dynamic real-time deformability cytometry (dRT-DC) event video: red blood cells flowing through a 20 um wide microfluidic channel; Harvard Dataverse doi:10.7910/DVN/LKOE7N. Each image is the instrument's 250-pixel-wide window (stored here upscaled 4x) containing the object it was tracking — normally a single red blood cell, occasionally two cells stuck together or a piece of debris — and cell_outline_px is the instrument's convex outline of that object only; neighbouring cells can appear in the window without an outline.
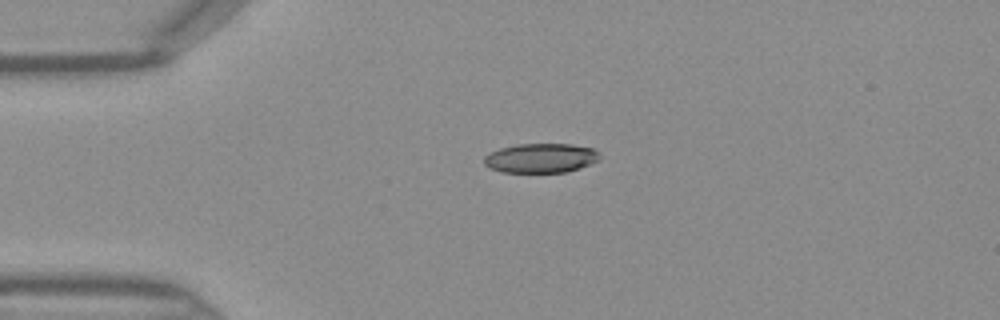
{"species": "Egyptian fruit bat (a non-hibernating species)", "species_latin": "Rousettus aegyptiacus", "temperature_condition": "warm", "stored_images_in_passage": 36, "camera_frame_rate_fps": 3000, "um_per_image_px": 0.085, "frame": {"image": 1, "passage_image": 1, "time_ms": 0.0, "image_size_px": [1000, 320], "cell_outline_px": [[600, 160], [580, 168], [568, 172], [500, 172], [488, 168], [484, 164], [484, 156], [488, 152], [500, 148], [516, 144], [572, 144], [592, 148], [600, 152]], "centroid_in_image_um": [45.96, 13.43], "position_along_channel_um": 39.0, "area_um2": 20.11}}
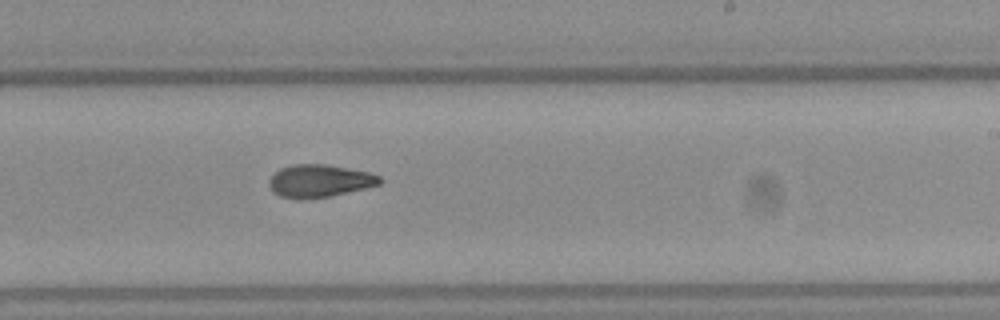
{"frame": {"image": 2, "passage_image": 18, "time_ms": 5.667, "image_size_px": [1000, 320], "cell_outline_px": [[384, 180], [380, 184], [364, 188], [328, 196], [300, 200], [296, 200], [280, 196], [272, 192], [268, 184], [268, 180], [280, 168], [292, 164], [324, 164], [368, 172], [380, 176]], "centroid_in_image_um": [27.11, 15.38], "position_along_channel_um": 261.9, "area_um2": 21.04}}
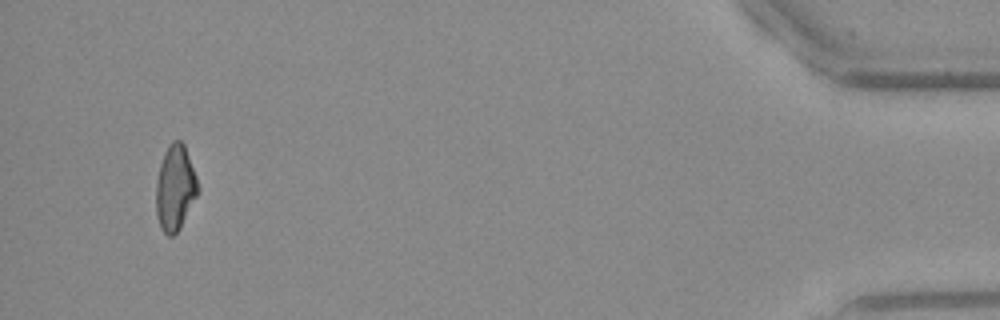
{"frame": {"image": 3, "passage_image": 34, "time_ms": 11.0, "image_size_px": [1000, 320], "cell_outline_px": [[200, 192], [180, 228], [172, 236], [168, 236], [160, 228], [156, 212], [156, 180], [160, 164], [164, 152], [168, 144], [172, 140], [180, 140], [184, 144], [196, 176], [200, 188]], "centroid_in_image_um": [14.89, 15.97], "position_along_channel_um": 420.3, "area_um2": 21.1}}